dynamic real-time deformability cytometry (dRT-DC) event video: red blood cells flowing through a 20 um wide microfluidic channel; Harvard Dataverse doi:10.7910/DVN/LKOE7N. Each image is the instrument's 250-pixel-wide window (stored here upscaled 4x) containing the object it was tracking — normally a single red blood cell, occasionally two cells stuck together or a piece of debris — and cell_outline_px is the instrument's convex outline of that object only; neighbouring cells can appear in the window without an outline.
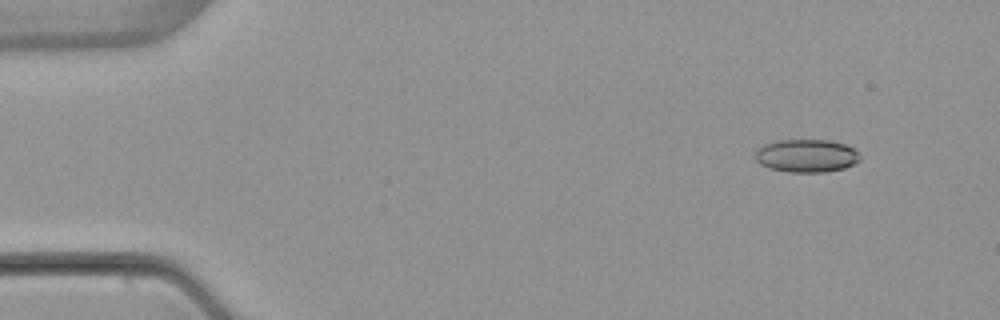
{"species": "common noctule bat (a hibernating species)", "species_latin": "Nyctalus noctula", "temperature_condition": "warm", "stored_images_in_passage": 4, "camera_frame_rate_fps": 3000, "um_per_image_px": 0.085, "animal": {"sex": "female", "body_mass_g": 22.7, "forearm_length_mm": 54.2}, "frame": {"image": 1, "passage_image": 1, "time_ms": 0.0, "image_size_px": [1000, 320], "cell_outline_px": [[860, 160], [844, 168], [824, 172], [788, 172], [772, 168], [760, 164], [752, 156], [764, 144], [776, 140], [828, 140], [844, 144], [856, 148], [860, 152]], "centroid_in_image_um": [68.57, 13.23], "position_along_channel_um": 16.4, "area_um2": 20.23}}
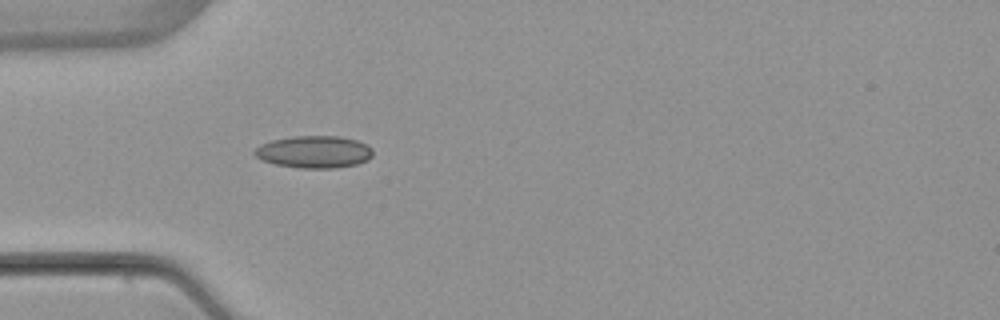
{"frame": {"image": 2, "passage_image": 4, "time_ms": 3.667, "image_size_px": [1000, 320], "cell_outline_px": [[372, 156], [368, 160], [356, 164], [336, 168], [300, 168], [276, 164], [264, 160], [256, 156], [252, 152], [260, 144], [272, 140], [292, 136], [340, 136], [356, 140], [368, 144], [372, 148]], "centroid_in_image_um": [26.72, 12.9], "position_along_channel_um": 58.3, "area_um2": 22.25}}